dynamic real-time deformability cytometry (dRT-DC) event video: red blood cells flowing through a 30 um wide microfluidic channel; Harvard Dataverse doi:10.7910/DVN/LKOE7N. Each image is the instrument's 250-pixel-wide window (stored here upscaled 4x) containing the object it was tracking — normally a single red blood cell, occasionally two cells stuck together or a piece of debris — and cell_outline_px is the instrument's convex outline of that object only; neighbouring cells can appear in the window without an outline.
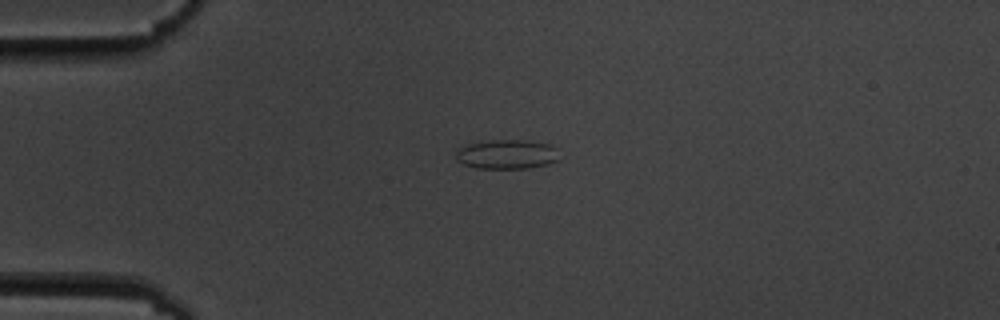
{"species": "common noctule bat (a hibernating species)", "species_latin": "Nyctalus noctula", "temperature_condition": "cold", "stored_images_in_passage": 2, "camera_frame_rate_fps": 3000, "um_per_image_px": 0.085, "animal": {"sex": "male", "body_mass_g": 19.5, "forearm_length_mm": 54.6}, "frame": {"image": 1, "passage_image": 1, "time_ms": 0.0, "image_size_px": [1000, 320], "cell_outline_px": [[564, 156], [548, 164], [528, 168], [476, 168], [464, 164], [456, 160], [456, 152], [460, 148], [468, 144], [492, 140], [524, 140], [548, 144], [556, 148]], "centroid_in_image_um": [43.13, 13.12], "position_along_channel_um": 41.9, "area_um2": 17.74}}